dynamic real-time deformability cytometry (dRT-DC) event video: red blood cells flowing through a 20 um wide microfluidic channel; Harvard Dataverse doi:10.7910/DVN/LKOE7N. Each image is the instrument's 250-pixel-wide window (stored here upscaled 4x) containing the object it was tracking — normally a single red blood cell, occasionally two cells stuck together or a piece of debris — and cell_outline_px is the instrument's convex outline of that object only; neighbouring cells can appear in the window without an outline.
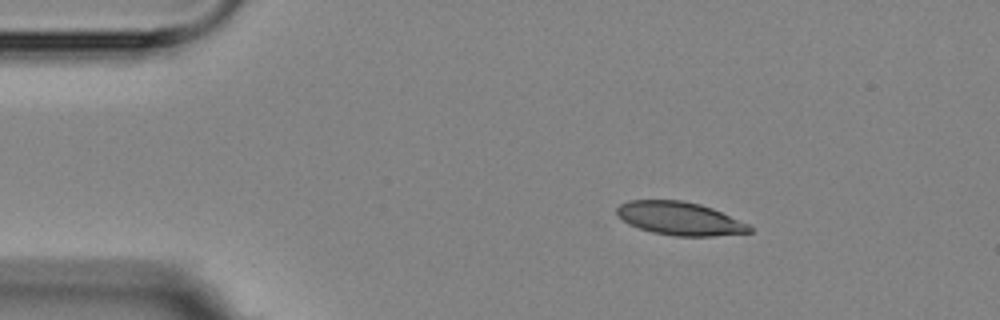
{"species": "Egyptian fruit bat (a non-hibernating species)", "species_latin": "Rousettus aegyptiacus", "temperature_condition": "room temperature", "stored_images_in_passage": 2, "camera_frame_rate_fps": 3000, "um_per_image_px": 0.085, "animal": {"sex": "female"}, "frame": {"image": 1, "passage_image": 1, "time_ms": 0.0, "image_size_px": [1000, 320], "cell_outline_px": [[752, 232], [712, 236], [676, 236], [652, 232], [628, 224], [616, 216], [616, 208], [620, 204], [628, 200], [680, 200], [700, 204], [712, 208], [748, 224], [752, 228]], "centroid_in_image_um": [57.74, 18.57], "position_along_channel_um": 27.3, "area_um2": 25.66}}